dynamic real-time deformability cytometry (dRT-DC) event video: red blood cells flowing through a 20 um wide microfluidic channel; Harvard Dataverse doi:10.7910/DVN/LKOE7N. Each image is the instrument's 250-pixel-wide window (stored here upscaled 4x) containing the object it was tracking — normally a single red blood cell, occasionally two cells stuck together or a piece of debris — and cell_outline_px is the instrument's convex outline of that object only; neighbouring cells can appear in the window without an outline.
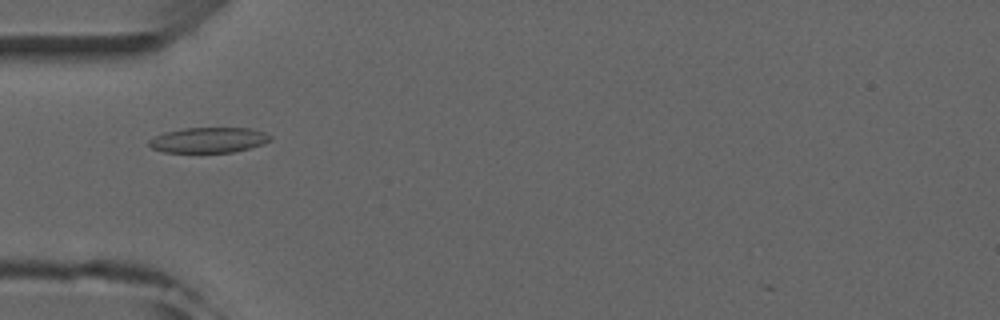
{"species": "common noctule bat (a hibernating species)", "species_latin": "Nyctalus noctula", "temperature_condition": "room temperature", "stored_images_in_passage": 5, "camera_frame_rate_fps": 3000, "um_per_image_px": 0.085, "animal": {"sex": "male", "forearm_length_mm": 52.5}, "frame": {"image": 1, "passage_image": 4, "time_ms": 4.333, "image_size_px": [1000, 320], "cell_outline_px": [[272, 140], [264, 144], [232, 152], [164, 152], [152, 148], [148, 144], [148, 140], [164, 132], [184, 128], [252, 128], [264, 132], [272, 136]], "centroid_in_image_um": [17.75, 11.9], "position_along_channel_um": 67.2, "area_um2": 17.92}}
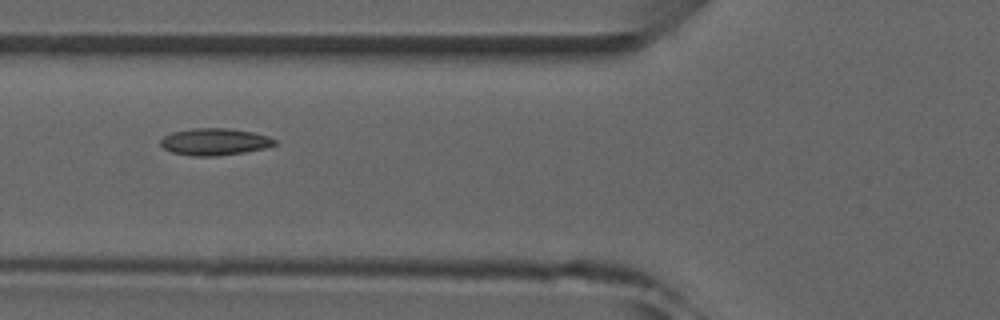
{"frame": {"image": 2, "passage_image": 5, "time_ms": 5.333, "image_size_px": [1000, 320], "cell_outline_px": [[276, 144], [264, 148], [244, 152], [216, 156], [192, 156], [172, 152], [164, 148], [160, 144], [160, 140], [164, 136], [172, 132], [192, 128], [228, 128], [252, 132], [268, 136], [276, 140]], "centroid_in_image_um": [18.22, 12.05], "position_along_channel_um": 107.6, "area_um2": 17.86}}